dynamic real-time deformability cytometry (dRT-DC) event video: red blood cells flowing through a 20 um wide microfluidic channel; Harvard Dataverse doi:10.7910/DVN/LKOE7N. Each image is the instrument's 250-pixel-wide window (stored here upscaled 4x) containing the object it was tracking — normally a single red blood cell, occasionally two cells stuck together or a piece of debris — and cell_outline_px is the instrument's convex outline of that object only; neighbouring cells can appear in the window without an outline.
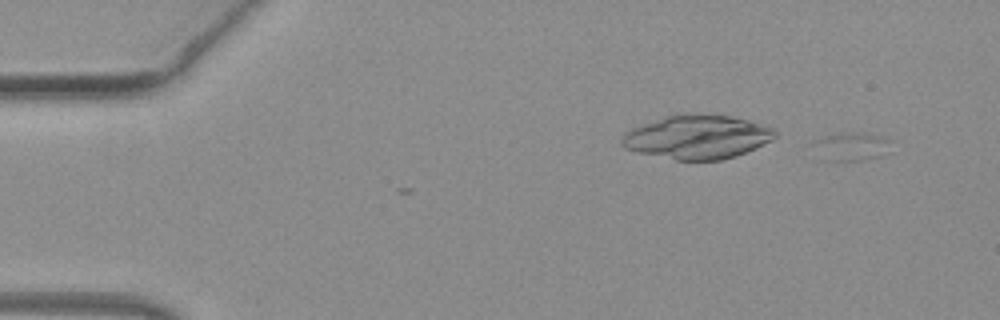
{"species": "common noctule bat (a hibernating species)", "species_latin": "Nyctalus noctula", "temperature_condition": "warm", "stored_images_in_passage": 7, "camera_frame_rate_fps": 3000, "um_per_image_px": 0.085, "animal": {"sex": "female", "body_mass_g": 19.3, "forearm_length_mm": 54.1}, "frame": {"image": 1, "passage_image": 1, "time_ms": 0.0, "image_size_px": [1000, 320], "cell_outline_px": [[896, 140], [880, 156], [860, 160], [824, 160], [816, 140], [840, 132], [864, 132], [884, 136]], "centroid_in_image_um": [72.54, 12.41], "position_along_channel_um": 12.5, "area_um2": 12.43}}